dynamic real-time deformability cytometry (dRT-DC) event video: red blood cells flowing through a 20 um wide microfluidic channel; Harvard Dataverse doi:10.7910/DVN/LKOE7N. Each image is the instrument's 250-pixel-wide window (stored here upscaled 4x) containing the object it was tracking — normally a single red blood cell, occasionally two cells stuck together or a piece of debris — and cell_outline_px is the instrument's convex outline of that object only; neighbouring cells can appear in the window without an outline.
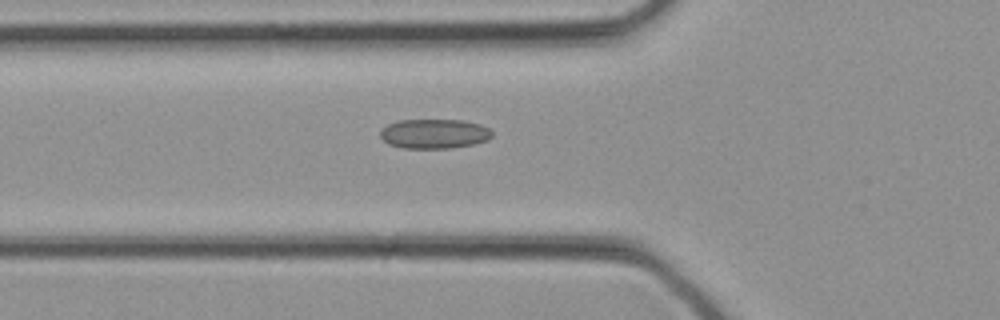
{"species": "common noctule bat (a hibernating species)", "species_latin": "Nyctalus noctula", "temperature_condition": "cold", "stored_images_in_passage": 22, "camera_frame_rate_fps": 3000, "um_per_image_px": 0.085, "animal": {"sex": "female", "body_mass_g": 21.9}, "frame": {"image": 1, "passage_image": 3, "time_ms": 0.667, "image_size_px": [1000, 320], "cell_outline_px": [[492, 136], [488, 140], [472, 144], [452, 148], [404, 148], [388, 144], [380, 136], [380, 128], [388, 124], [400, 120], [464, 120], [480, 124], [488, 128], [492, 132]], "centroid_in_image_um": [36.9, 11.36], "position_along_channel_um": 88.9, "area_um2": 19.31}}
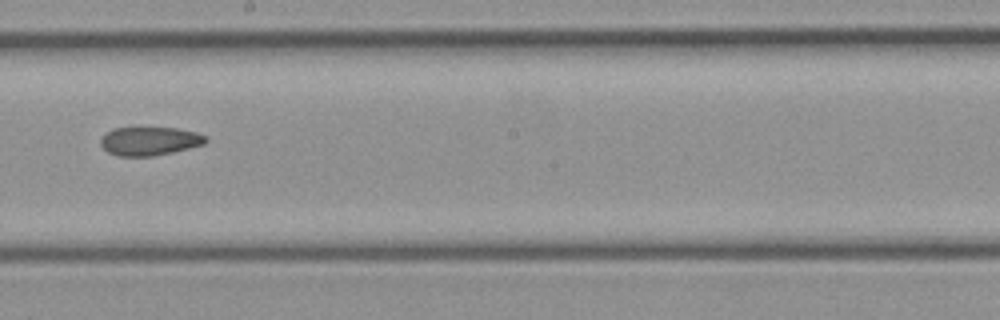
{"frame": {"image": 2, "passage_image": 10, "time_ms": 3.0, "image_size_px": [1000, 320], "cell_outline_px": [[208, 140], [204, 144], [172, 152], [152, 156], [116, 156], [108, 152], [100, 144], [100, 140], [112, 128], [176, 128], [196, 132], [208, 136]], "centroid_in_image_um": [12.73, 11.99], "position_along_channel_um": 235.5, "area_um2": 17.4}}
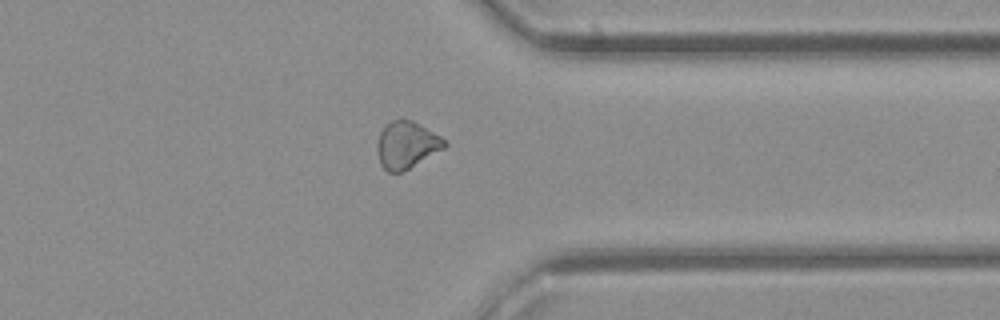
{"frame": {"image": 3, "passage_image": 17, "time_ms": 5.333, "image_size_px": [1000, 320], "cell_outline_px": [[448, 144], [444, 148], [408, 168], [400, 172], [388, 172], [380, 164], [376, 148], [376, 144], [380, 132], [392, 120], [400, 116], [412, 120], [420, 124], [440, 136]], "centroid_in_image_um": [34.53, 12.28], "position_along_channel_um": 376.9, "area_um2": 18.38}}